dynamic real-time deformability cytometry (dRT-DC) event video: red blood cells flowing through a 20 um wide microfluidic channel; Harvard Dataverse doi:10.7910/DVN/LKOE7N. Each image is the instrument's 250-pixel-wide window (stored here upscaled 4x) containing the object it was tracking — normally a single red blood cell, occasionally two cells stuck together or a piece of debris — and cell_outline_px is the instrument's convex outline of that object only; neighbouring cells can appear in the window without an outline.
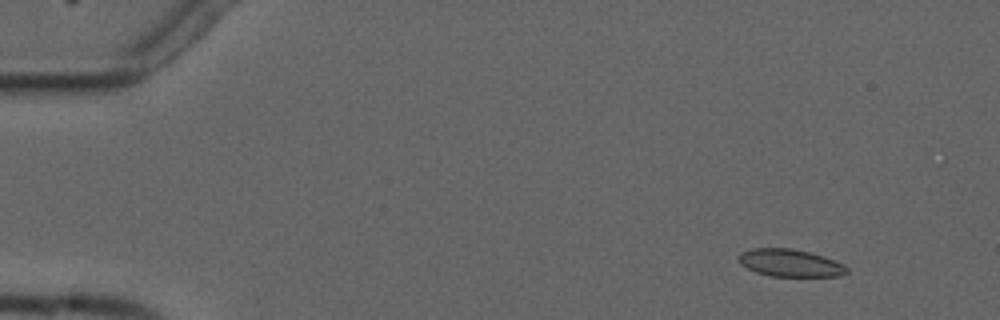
{"species": "common noctule bat (a hibernating species)", "species_latin": "Nyctalus noctula", "temperature_condition": "cold", "stored_images_in_passage": 5, "camera_frame_rate_fps": 3000, "um_per_image_px": 0.085, "animal": {"sex": "male", "forearm_length_mm": 52.5}, "frame": {"image": 1, "passage_image": 2, "time_ms": 1.0, "image_size_px": [1000, 320], "cell_outline_px": [[848, 272], [840, 276], [772, 276], [756, 272], [740, 264], [736, 256], [740, 252], [752, 248], [792, 248], [824, 256], [844, 264], [848, 268]], "centroid_in_image_um": [67.14, 22.34], "position_along_channel_um": 17.9, "area_um2": 17.4}}
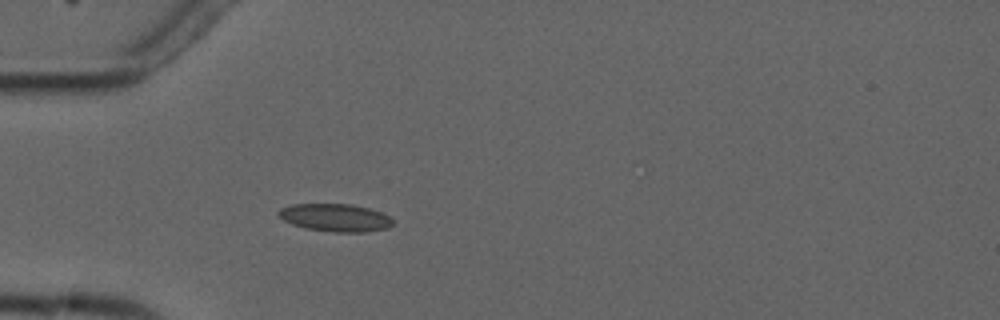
{"frame": {"image": 2, "passage_image": 5, "time_ms": 4.667, "image_size_px": [1000, 320], "cell_outline_px": [[392, 224], [388, 228], [364, 232], [336, 232], [304, 228], [292, 224], [276, 216], [276, 212], [280, 208], [292, 204], [352, 204], [368, 208], [380, 212], [388, 216], [392, 220]], "centroid_in_image_um": [28.44, 18.49], "position_along_channel_um": 56.6, "area_um2": 18.5}}